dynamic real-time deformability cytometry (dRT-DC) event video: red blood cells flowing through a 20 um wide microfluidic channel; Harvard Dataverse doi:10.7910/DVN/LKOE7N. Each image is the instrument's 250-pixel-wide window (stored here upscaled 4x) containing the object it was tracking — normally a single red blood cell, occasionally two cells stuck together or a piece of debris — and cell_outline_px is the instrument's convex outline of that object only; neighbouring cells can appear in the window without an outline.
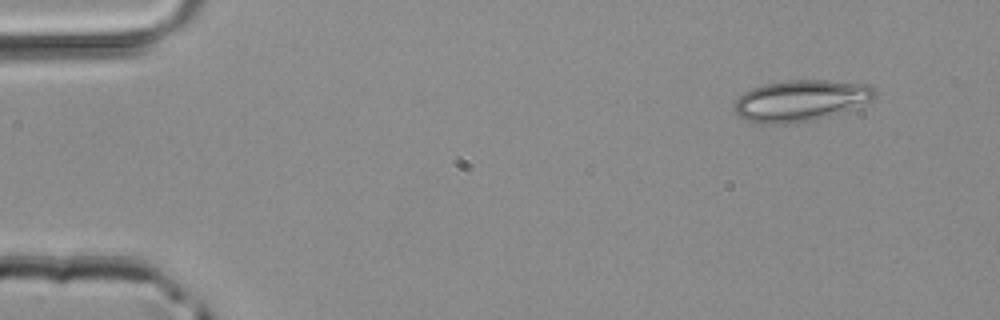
{"species": "common noctule bat (a hibernating species)", "species_latin": "Nyctalus noctula", "temperature_condition": "room temperature", "stored_images_in_passage": 43, "camera_frame_rate_fps": 3000, "um_per_image_px": 0.085, "animal": {"sex": "male", "body_mass_g": 20.4}, "frame": {"image": 1, "passage_image": 1, "time_ms": 0.0, "image_size_px": [1000, 320], "cell_outline_px": [[880, 92], [872, 100], [828, 116], [788, 124], [764, 124], [748, 120], [740, 116], [732, 108], [736, 100], [744, 92], [752, 88], [764, 84], [788, 80], [828, 80], [864, 84]], "centroid_in_image_um": [68.03, 8.54], "position_along_channel_um": 17.0, "area_um2": 33.41}}
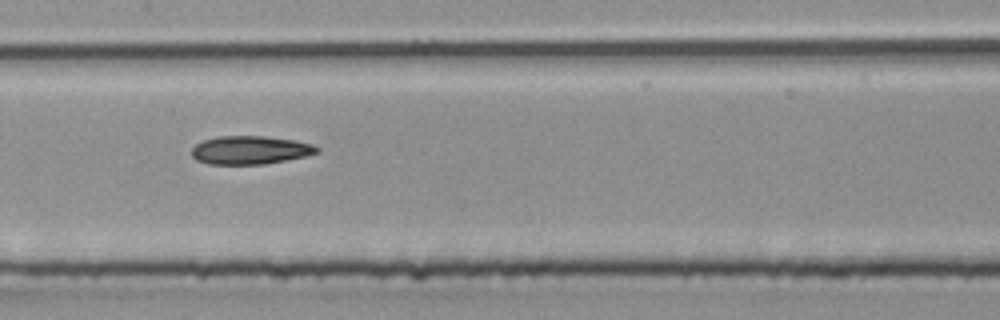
{"frame": {"image": 2, "passage_image": 20, "time_ms": 6.333, "image_size_px": [1000, 320], "cell_outline_px": [[320, 152], [304, 156], [264, 164], [208, 164], [196, 160], [192, 156], [192, 148], [196, 144], [204, 140], [220, 136], [264, 136], [296, 140], [312, 144], [320, 148]], "centroid_in_image_um": [21.27, 12.75], "position_along_channel_um": 186.1, "area_um2": 20.63}}
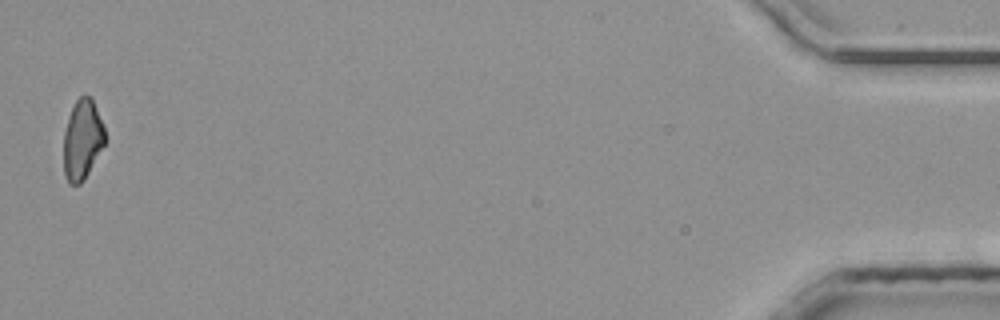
{"frame": {"image": 3, "passage_image": 43, "time_ms": 14.0, "image_size_px": [1000, 320], "cell_outline_px": [[108, 140], [84, 180], [80, 184], [68, 184], [64, 176], [64, 132], [68, 116], [76, 100], [80, 96], [88, 96], [92, 100], [104, 124]], "centroid_in_image_um": [7.02, 11.9], "position_along_channel_um": 428.2, "area_um2": 19.59}}